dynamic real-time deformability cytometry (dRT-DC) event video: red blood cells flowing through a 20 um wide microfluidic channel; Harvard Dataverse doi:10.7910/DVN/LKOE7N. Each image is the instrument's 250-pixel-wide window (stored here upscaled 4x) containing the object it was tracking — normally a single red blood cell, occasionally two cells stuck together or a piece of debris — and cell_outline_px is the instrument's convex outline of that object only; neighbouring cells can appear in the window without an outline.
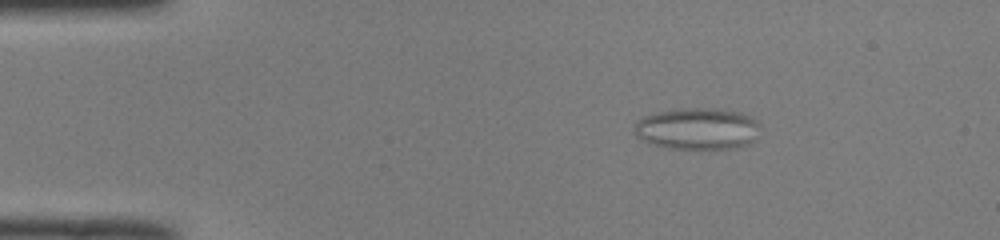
{"species": "common noctule bat (a hibernating species)", "species_latin": "Nyctalus noctula", "temperature_condition": "room temperature", "stored_images_in_passage": 50, "camera_frame_rate_fps": 3000, "um_per_image_px": 0.085, "animal": {"sex": "male", "body_mass_g": 19.0, "forearm_length_mm": 50.8}, "frame": {"image": 1, "passage_image": 8, "time_ms": 2.333, "image_size_px": [1000, 240], "cell_outline_px": [[760, 124], [752, 140], [736, 148], [708, 152], [668, 148], [640, 140], [632, 132], [636, 120], [644, 116], [656, 112], [680, 108], [704, 108], [740, 112], [756, 120]], "centroid_in_image_um": [59.21, 10.98], "position_along_channel_um": 25.8, "area_um2": 31.27}}
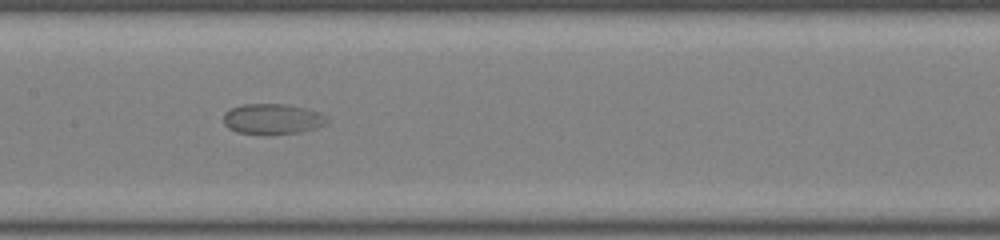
{"frame": {"image": 2, "passage_image": 25, "time_ms": 8.0, "image_size_px": [1000, 240], "cell_outline_px": [[332, 120], [328, 124], [300, 132], [268, 136], [236, 132], [228, 128], [224, 124], [224, 112], [232, 108], [244, 104], [284, 104], [304, 108], [320, 112], [328, 116]], "centroid_in_image_um": [23.2, 10.14], "position_along_channel_um": 184.2, "area_um2": 18.9}}
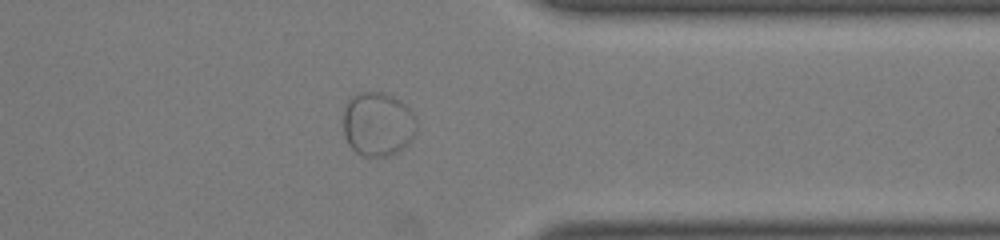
{"frame": {"image": 3, "passage_image": 40, "time_ms": 13.0, "image_size_px": [1000, 240], "cell_outline_px": [[416, 132], [412, 140], [408, 144], [396, 152], [388, 156], [364, 156], [356, 152], [348, 144], [344, 136], [344, 108], [348, 96], [356, 92], [380, 92], [392, 96], [404, 104], [416, 116]], "centroid_in_image_um": [32.09, 10.53], "position_along_channel_um": 379.3, "area_um2": 27.63}}